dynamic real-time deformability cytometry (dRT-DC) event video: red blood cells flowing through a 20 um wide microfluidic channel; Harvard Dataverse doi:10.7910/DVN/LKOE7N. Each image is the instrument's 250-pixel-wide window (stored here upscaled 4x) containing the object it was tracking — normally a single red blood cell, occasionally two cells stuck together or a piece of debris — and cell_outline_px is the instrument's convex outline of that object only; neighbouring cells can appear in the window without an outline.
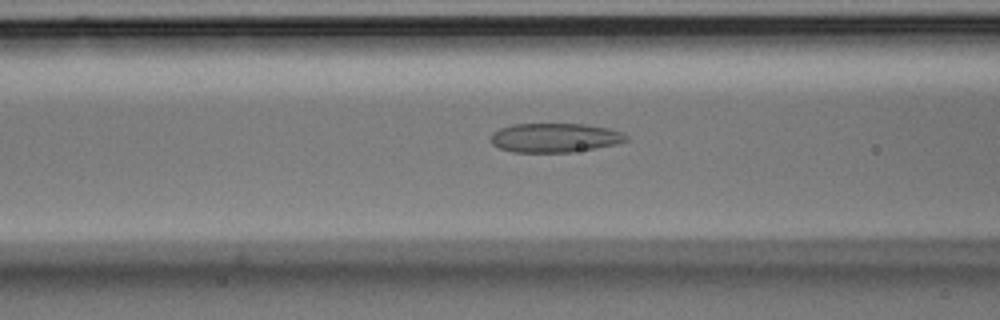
{"species": "Egyptian fruit bat (a non-hibernating species)", "species_latin": "Rousettus aegyptiacus", "temperature_condition": "room temperature", "stored_images_in_passage": 36, "camera_frame_rate_fps": 3000, "um_per_image_px": 0.085, "animal": {"sex": "male"}, "frame": {"image": 1, "passage_image": 8, "time_ms": 2.333, "image_size_px": [1000, 320], "cell_outline_px": [[628, 140], [616, 144], [596, 148], [572, 152], [512, 152], [500, 148], [492, 144], [492, 132], [500, 128], [512, 124], [584, 124], [608, 128], [620, 132], [628, 136]], "centroid_in_image_um": [47.16, 11.71], "position_along_channel_um": 119.4, "area_um2": 22.95}}
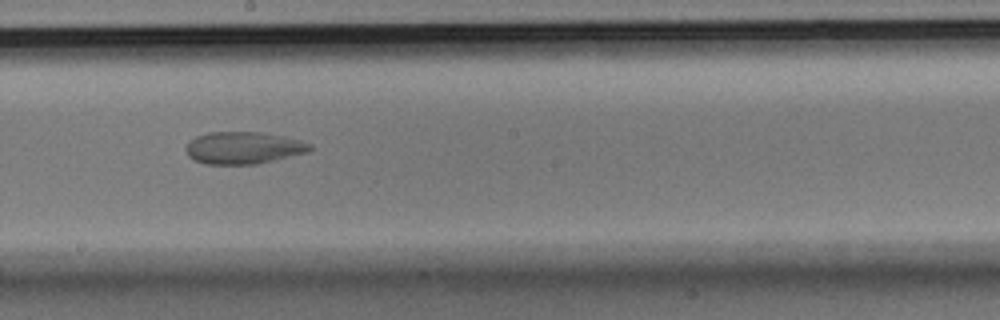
{"frame": {"image": 2, "passage_image": 17, "time_ms": 5.333, "image_size_px": [1000, 320], "cell_outline_px": [[312, 148], [308, 152], [256, 164], [204, 164], [192, 160], [188, 156], [184, 148], [196, 136], [208, 132], [264, 132], [284, 136], [300, 140], [312, 144]], "centroid_in_image_um": [20.68, 12.56], "position_along_channel_um": 227.5, "area_um2": 23.35}}
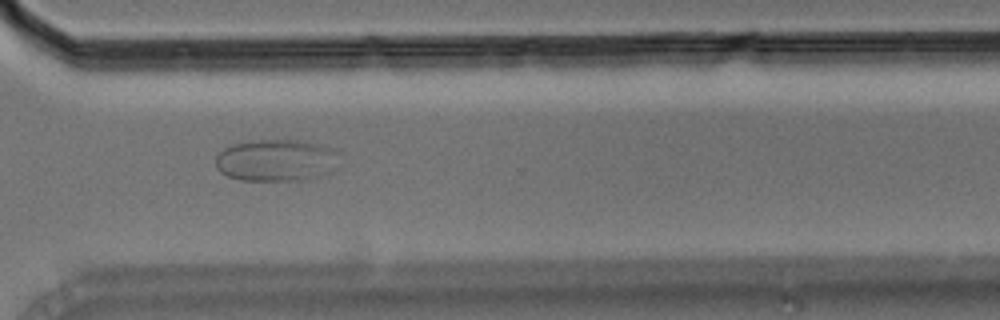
{"frame": {"image": 3, "passage_image": 27, "time_ms": 8.667, "image_size_px": [1000, 320], "cell_outline_px": [[336, 152], [328, 172], [308, 180], [240, 180], [228, 176], [220, 172], [216, 168], [216, 156], [224, 148], [232, 144], [248, 140], [300, 140], [332, 148]], "centroid_in_image_um": [23.36, 13.62], "position_along_channel_um": 347.2, "area_um2": 29.77}}